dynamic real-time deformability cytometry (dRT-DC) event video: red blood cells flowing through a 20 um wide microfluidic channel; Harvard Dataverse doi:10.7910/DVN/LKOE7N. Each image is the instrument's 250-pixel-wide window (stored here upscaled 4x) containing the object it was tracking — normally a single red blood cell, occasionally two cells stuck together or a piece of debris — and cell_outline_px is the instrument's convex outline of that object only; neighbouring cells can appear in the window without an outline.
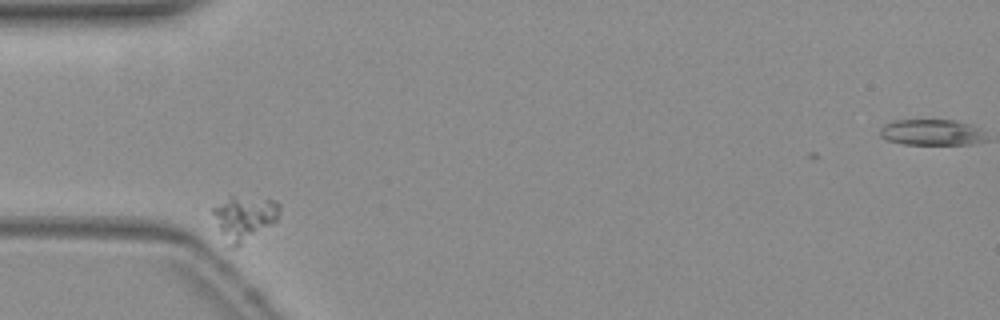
{"species": "common noctule bat (a hibernating species)", "species_latin": "Nyctalus noctula", "temperature_condition": "warm", "stored_images_in_passage": 36, "camera_frame_rate_fps": 3000, "um_per_image_px": 0.085, "animal": {"sex": "female", "body_mass_g": 19.3, "forearm_length_mm": 54.1}, "frame": {"image": 1, "passage_image": 2, "time_ms": 0.333, "image_size_px": [1000, 320], "cell_outline_px": [[280, 208], [276, 220], [236, 248], [224, 248], [212, 212], [212, 208], [228, 196], [232, 196], [276, 200], [280, 204]], "centroid_in_image_um": [20.68, 18.56], "position_along_channel_um": 64.3, "area_um2": 17.46}}
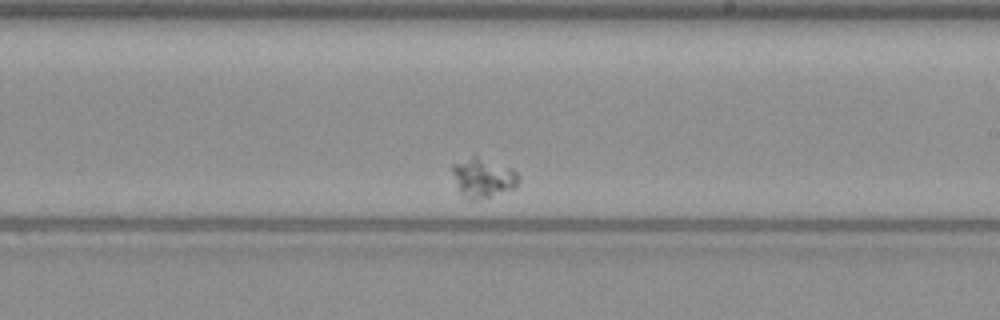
{"frame": {"image": 2, "passage_image": 21, "time_ms": 6.667, "image_size_px": [1000, 320], "cell_outline_px": [[520, 180], [516, 188], [476, 200], [468, 200], [460, 196], [452, 172], [452, 164], [472, 156], [476, 156], [512, 168], [520, 176]], "centroid_in_image_um": [41.05, 15.13], "position_along_channel_um": 247.9, "area_um2": 15.32}}
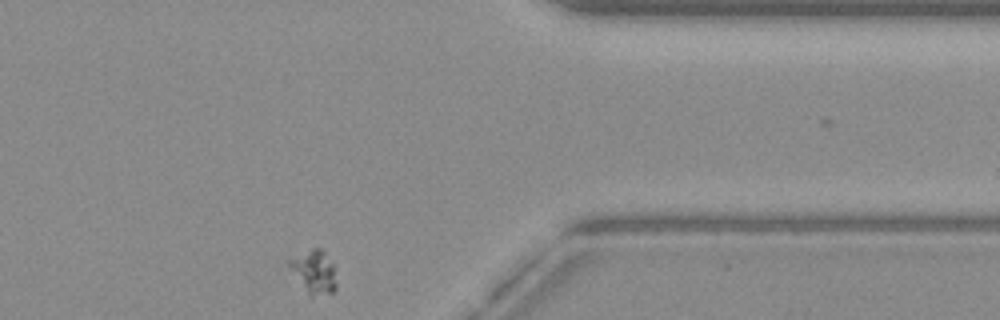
{"frame": {"image": 3, "passage_image": 36, "time_ms": 11.667, "image_size_px": [1000, 320], "cell_outline_px": [[336, 288], [332, 292], [312, 296], [280, 264], [280, 260], [288, 256], [312, 248], [320, 248], [324, 252], [332, 264], [336, 284]], "centroid_in_image_um": [26.48, 23.03], "position_along_channel_um": 384.9, "area_um2": 12.6}}